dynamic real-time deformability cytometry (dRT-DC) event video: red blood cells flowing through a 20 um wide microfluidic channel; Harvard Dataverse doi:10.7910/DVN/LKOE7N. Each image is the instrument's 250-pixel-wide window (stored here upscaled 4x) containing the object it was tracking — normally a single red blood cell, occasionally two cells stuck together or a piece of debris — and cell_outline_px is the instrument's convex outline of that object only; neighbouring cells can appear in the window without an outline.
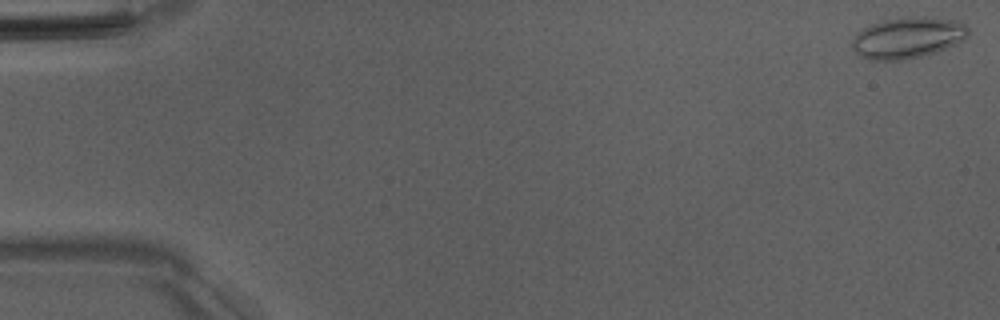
{"species": "Egyptian fruit bat (a non-hibernating species)", "species_latin": "Rousettus aegyptiacus", "temperature_condition": "room temperature", "stored_images_in_passage": 52, "camera_frame_rate_fps": 3000, "um_per_image_px": 0.085, "animal": {"sex": "male"}, "frame": {"image": 1, "passage_image": 1, "time_ms": 0.0, "image_size_px": [1000, 320], "cell_outline_px": [[968, 36], [964, 40], [956, 44], [936, 52], [920, 56], [900, 60], [868, 60], [860, 56], [852, 48], [852, 40], [856, 32], [872, 24], [884, 20], [924, 16], [960, 20], [968, 28]], "centroid_in_image_um": [77.17, 3.21], "position_along_channel_um": 7.8, "area_um2": 27.86}}
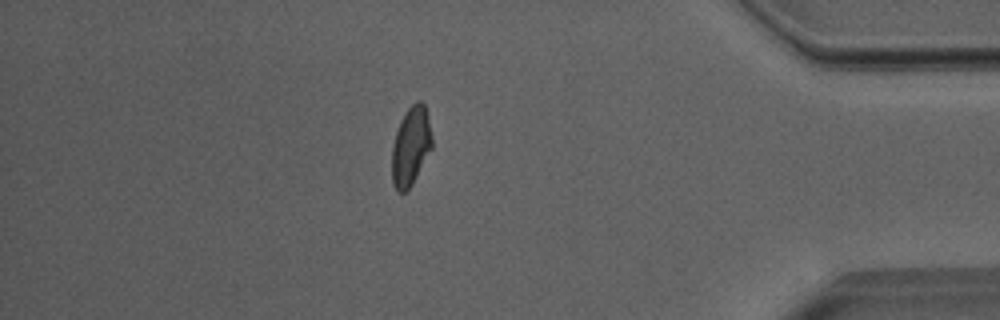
{"frame": {"image": 2, "passage_image": 45, "time_ms": 14.667, "image_size_px": [1000, 320], "cell_outline_px": [[432, 148], [412, 184], [404, 192], [396, 192], [392, 184], [392, 148], [396, 132], [400, 120], [408, 108], [416, 100], [420, 100], [424, 104], [428, 116], [432, 136]], "centroid_in_image_um": [34.91, 12.42], "position_along_channel_um": 400.3, "area_um2": 18.44}}
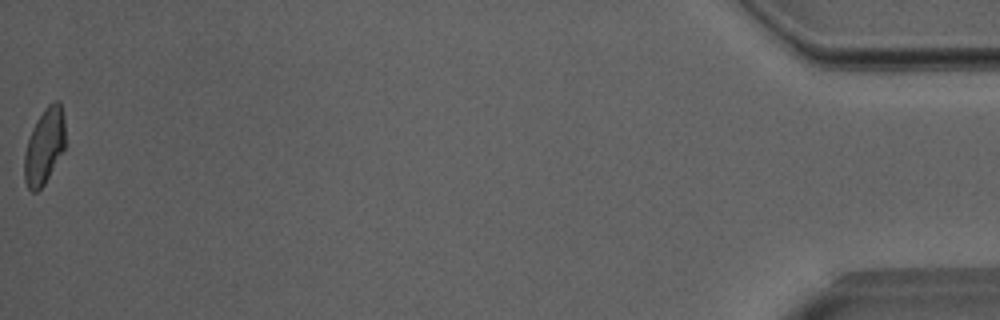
{"frame": {"image": 3, "passage_image": 52, "time_ms": 17.0, "image_size_px": [1000, 320], "cell_outline_px": [[64, 148], [44, 184], [36, 192], [32, 192], [28, 188], [24, 180], [24, 156], [28, 140], [32, 128], [36, 120], [44, 108], [48, 104], [56, 100], [60, 100], [64, 116]], "centroid_in_image_um": [3.76, 12.4], "position_along_channel_um": 431.4, "area_um2": 17.92}, "authors_computed_cell_mechanics": {"area_um2": 19.0162, "velocity_mm_per_s": 3.9978, "shape_relaxation_time_tau1_ms": 6.9093, "shape_relaxation_time_tau2_ms": 2.1387, "deformation_change_tau1": 0.1508, "deformation_change_tau2": 0.0529}}